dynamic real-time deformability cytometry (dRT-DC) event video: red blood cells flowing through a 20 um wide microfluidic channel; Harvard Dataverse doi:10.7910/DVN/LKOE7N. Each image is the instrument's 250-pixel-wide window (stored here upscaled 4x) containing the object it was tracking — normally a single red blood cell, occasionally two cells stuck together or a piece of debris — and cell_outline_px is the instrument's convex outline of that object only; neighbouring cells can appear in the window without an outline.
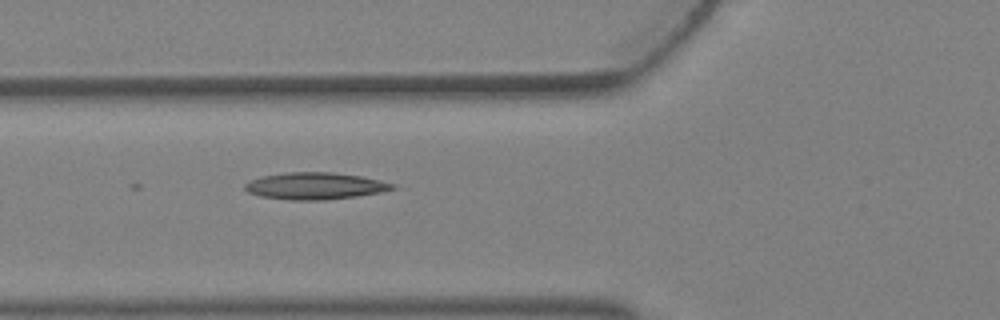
{"species": "Egyptian fruit bat (a non-hibernating species)", "species_latin": "Rousettus aegyptiacus", "temperature_condition": "warm", "stored_images_in_passage": 4, "camera_frame_rate_fps": 3000, "um_per_image_px": 0.085, "animal": {"sex": "female"}, "frame": {"image": 1, "passage_image": 4, "time_ms": 1.0, "image_size_px": [1000, 320], "cell_outline_px": [[396, 188], [356, 196], [324, 200], [288, 200], [260, 196], [248, 192], [244, 188], [244, 184], [252, 180], [264, 176], [288, 172], [332, 172], [360, 176], [392, 184]], "centroid_in_image_um": [26.7, 15.81], "position_along_channel_um": 99.1, "area_um2": 22.66}}